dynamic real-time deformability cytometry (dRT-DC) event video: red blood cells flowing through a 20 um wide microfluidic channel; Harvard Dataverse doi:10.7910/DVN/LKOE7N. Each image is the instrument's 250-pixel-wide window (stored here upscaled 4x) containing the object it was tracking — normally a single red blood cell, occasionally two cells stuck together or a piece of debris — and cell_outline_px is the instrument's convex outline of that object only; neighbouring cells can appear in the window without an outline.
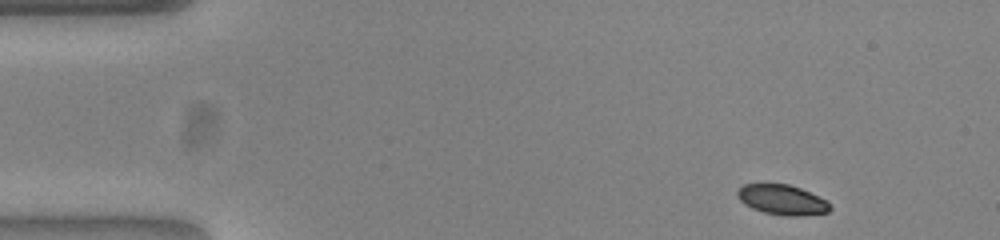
{"species": "common noctule bat (a hibernating species)", "species_latin": "Nyctalus noctula", "temperature_condition": "warm", "stored_images_in_passage": 48, "camera_frame_rate_fps": 3000, "um_per_image_px": 0.085, "animal": {"sex": "female", "body_mass_g": 23.0, "forearm_length_mm": 53.4}, "frame": {"image": 1, "passage_image": 1, "time_ms": 0.0, "image_size_px": [1000, 240], "cell_outline_px": [[832, 208], [828, 212], [800, 216], [784, 216], [764, 212], [752, 208], [744, 204], [736, 196], [736, 192], [744, 184], [788, 184], [800, 188], [828, 200]], "centroid_in_image_um": [66.5, 16.99], "position_along_channel_um": 18.5, "area_um2": 16.3}}
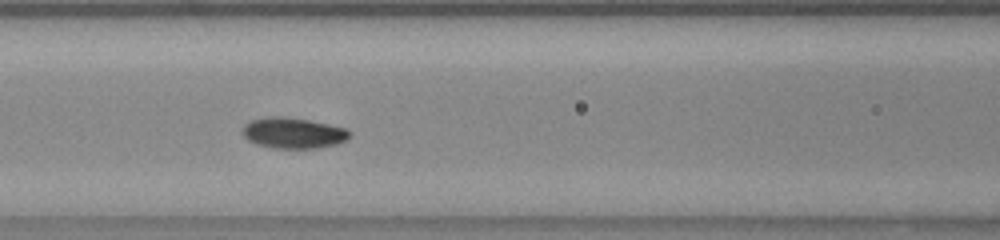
{"frame": {"image": 2, "passage_image": 18, "time_ms": 5.667, "image_size_px": [1000, 240], "cell_outline_px": [[352, 132], [344, 140], [336, 144], [320, 148], [276, 148], [256, 144], [248, 140], [240, 132], [244, 124], [252, 120], [272, 116], [284, 116], [308, 120], [348, 128]], "centroid_in_image_um": [24.91, 11.3], "position_along_channel_um": 141.7, "area_um2": 19.25}}
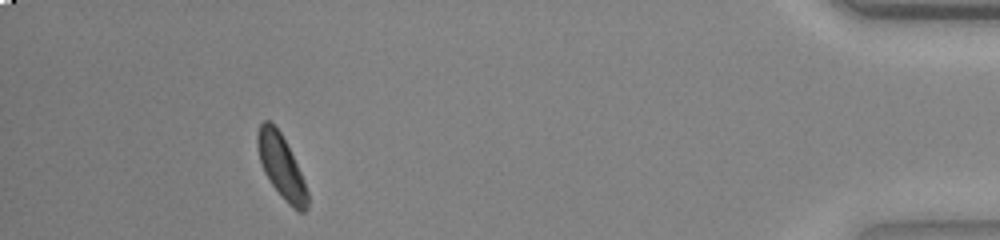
{"frame": {"image": 3, "passage_image": 44, "time_ms": 14.333, "image_size_px": [1000, 240], "cell_outline_px": [[308, 208], [304, 212], [300, 212], [292, 208], [284, 200], [272, 184], [264, 172], [260, 160], [256, 144], [256, 136], [260, 124], [264, 120], [268, 120], [280, 132], [304, 180], [308, 192]], "centroid_in_image_um": [23.9, 14.18], "position_along_channel_um": 411.3, "area_um2": 18.15}, "authors_computed_cell_mechanics": {"area_um2": 18.4382, "velocity_mm_per_s": 3.8514, "shape_relaxation_time_tau1_ms": 2.0173, "shape_relaxation_time_tau2_ms": null, "deformation_change_tau1": 0.138, "deformation_change_tau2": null}}